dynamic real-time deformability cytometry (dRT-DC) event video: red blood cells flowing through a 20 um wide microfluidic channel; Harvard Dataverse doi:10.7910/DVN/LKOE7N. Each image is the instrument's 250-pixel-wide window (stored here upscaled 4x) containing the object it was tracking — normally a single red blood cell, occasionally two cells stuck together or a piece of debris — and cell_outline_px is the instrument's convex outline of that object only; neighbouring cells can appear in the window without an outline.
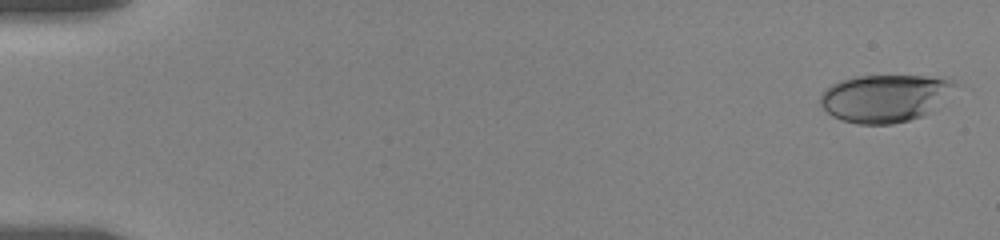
{"species": "human", "species_latin": "Homo sapiens", "temperature_condition": "room temperature", "stored_images_in_passage": 40, "camera_frame_rate_fps": 3000, "um_per_image_px": 0.085, "donor": {"sex": "female"}, "frame": {"image": 1, "passage_image": 1, "time_ms": 0.0, "image_size_px": [1000, 240], "cell_outline_px": [[960, 84], [928, 112], [920, 116], [908, 120], [892, 124], [856, 124], [840, 120], [832, 116], [820, 104], [820, 96], [832, 84], [840, 80], [856, 76], [944, 76]], "centroid_in_image_um": [75.21, 8.33], "position_along_channel_um": 9.8, "area_um2": 37.17}}
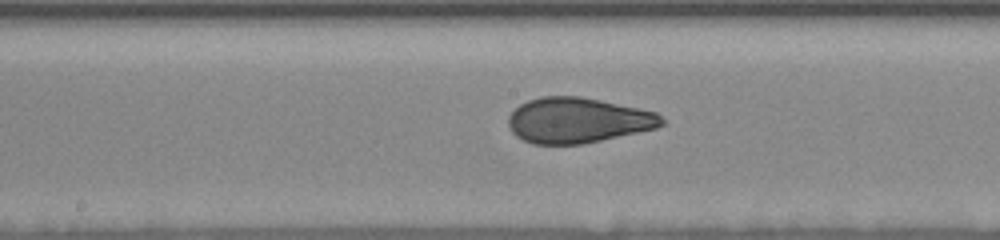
{"frame": {"image": 2, "passage_image": 22, "time_ms": 9.667, "image_size_px": [1000, 240], "cell_outline_px": [[668, 124], [656, 128], [600, 140], [580, 144], [532, 144], [516, 136], [512, 132], [508, 124], [508, 116], [520, 104], [528, 100], [540, 96], [580, 96], [640, 108], [656, 112]], "centroid_in_image_um": [49.11, 10.22], "position_along_channel_um": 199.1, "area_um2": 40.52}}
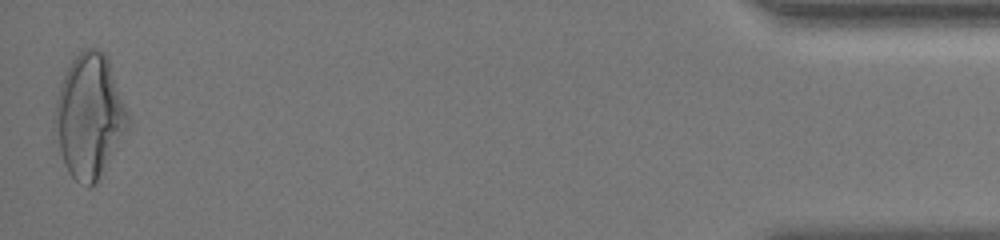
{"frame": {"image": 3, "passage_image": 40, "time_ms": 18.333, "image_size_px": [1000, 240], "cell_outline_px": [[128, 128], [96, 180], [88, 188], [80, 184], [68, 172], [64, 164], [52, 128], [56, 100], [60, 84], [72, 60], [84, 48], [96, 48], [104, 52], [108, 56], [128, 112]], "centroid_in_image_um": [7.57, 9.83], "position_along_channel_um": 427.6, "area_um2": 52.31}, "authors_computed_cell_mechanics": {"area_um2": 40.5467, "velocity_mm_per_s": 3.5604, "shape_relaxation_time_tau1_ms": 5.3862, "shape_relaxation_time_tau2_ms": 0.8834, "deformation_change_tau1": 0.2004, "deformation_change_tau2": 0.0749}}